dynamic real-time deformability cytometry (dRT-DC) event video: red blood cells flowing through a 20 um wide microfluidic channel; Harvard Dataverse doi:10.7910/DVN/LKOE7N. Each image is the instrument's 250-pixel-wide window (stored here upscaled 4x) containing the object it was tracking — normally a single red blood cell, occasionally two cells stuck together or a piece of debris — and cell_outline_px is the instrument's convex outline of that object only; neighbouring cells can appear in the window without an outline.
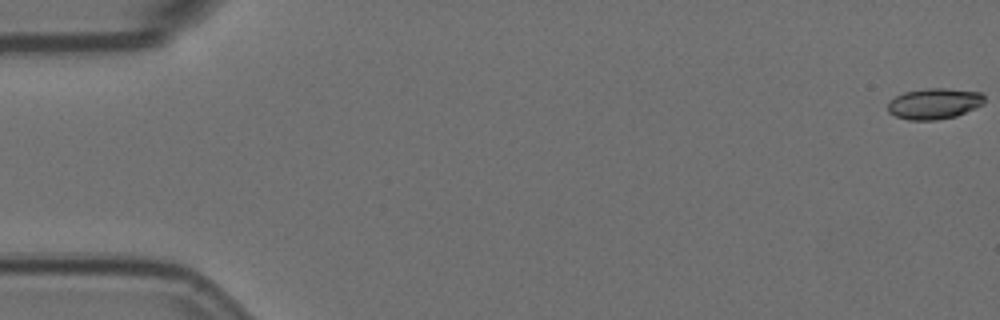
{"species": "Egyptian fruit bat (a non-hibernating species)", "species_latin": "Rousettus aegyptiacus", "temperature_condition": "room temperature", "stored_images_in_passage": 23, "camera_frame_rate_fps": 3000, "um_per_image_px": 0.085, "animal": {"sex": "female"}, "frame": {"image": 1, "passage_image": 1, "time_ms": 0.0, "image_size_px": [1000, 320], "cell_outline_px": [[984, 104], [976, 108], [956, 116], [936, 120], [908, 120], [896, 116], [888, 112], [888, 104], [896, 96], [904, 92], [924, 88], [948, 88], [980, 92], [984, 96]], "centroid_in_image_um": [79.43, 8.8], "position_along_channel_um": 5.6, "area_um2": 17.46}}
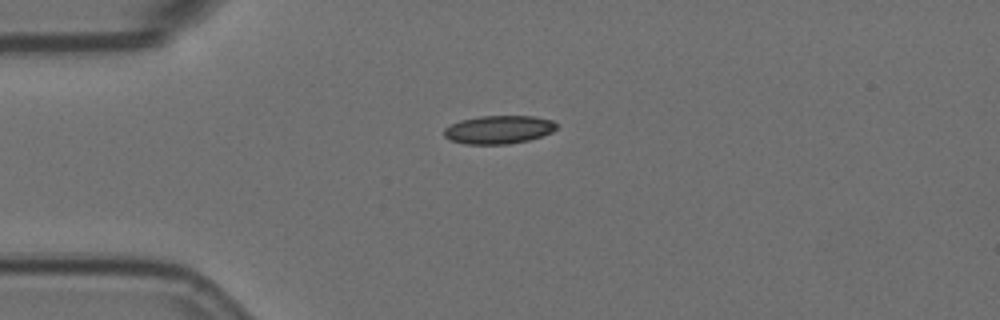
{"frame": {"image": 2, "passage_image": 15, "time_ms": 4.667, "image_size_px": [1000, 320], "cell_outline_px": [[556, 128], [552, 132], [528, 140], [508, 144], [464, 144], [448, 140], [444, 136], [444, 128], [460, 120], [480, 116], [536, 116], [552, 120], [556, 124]], "centroid_in_image_um": [42.36, 11.02], "position_along_channel_um": 42.6, "area_um2": 18.55}}
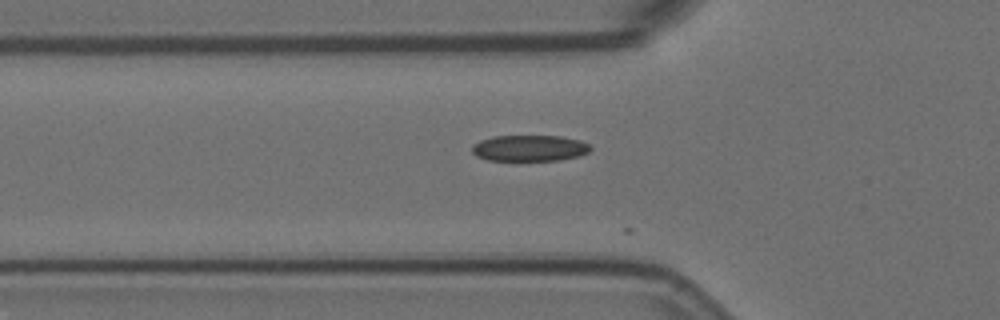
{"frame": {"image": 3, "passage_image": 20, "time_ms": 6.333, "image_size_px": [1000, 320], "cell_outline_px": [[592, 148], [588, 152], [580, 156], [560, 160], [488, 160], [476, 156], [472, 152], [472, 144], [480, 140], [492, 136], [560, 136], [580, 140], [588, 144]], "centroid_in_image_um": [45.0, 12.59], "position_along_channel_um": 80.8, "area_um2": 18.09}}